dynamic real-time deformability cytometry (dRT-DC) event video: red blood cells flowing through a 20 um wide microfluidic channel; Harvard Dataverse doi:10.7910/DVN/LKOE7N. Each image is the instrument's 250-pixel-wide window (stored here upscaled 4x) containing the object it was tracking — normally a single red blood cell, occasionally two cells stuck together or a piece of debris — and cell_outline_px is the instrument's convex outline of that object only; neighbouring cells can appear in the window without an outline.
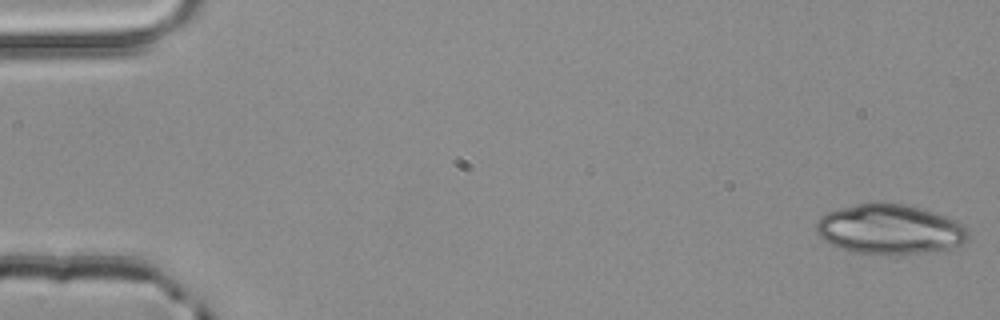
{"species": "common noctule bat (a hibernating species)", "species_latin": "Nyctalus noctula", "temperature_condition": "room temperature", "stored_images_in_passage": 3, "camera_frame_rate_fps": 3000, "um_per_image_px": 0.085, "animal": {"sex": "male", "body_mass_g": 20.4}, "frame": {"image": 1, "passage_image": 1, "time_ms": 0.0, "image_size_px": [1000, 320], "cell_outline_px": [[968, 240], [952, 248], [888, 256], [884, 256], [852, 252], [840, 248], [824, 240], [816, 232], [816, 220], [820, 216], [828, 212], [840, 208], [872, 200], [884, 200], [904, 204], [932, 212], [956, 220], [968, 228]], "centroid_in_image_um": [75.59, 19.48], "position_along_channel_um": 9.4, "area_um2": 44.85}}